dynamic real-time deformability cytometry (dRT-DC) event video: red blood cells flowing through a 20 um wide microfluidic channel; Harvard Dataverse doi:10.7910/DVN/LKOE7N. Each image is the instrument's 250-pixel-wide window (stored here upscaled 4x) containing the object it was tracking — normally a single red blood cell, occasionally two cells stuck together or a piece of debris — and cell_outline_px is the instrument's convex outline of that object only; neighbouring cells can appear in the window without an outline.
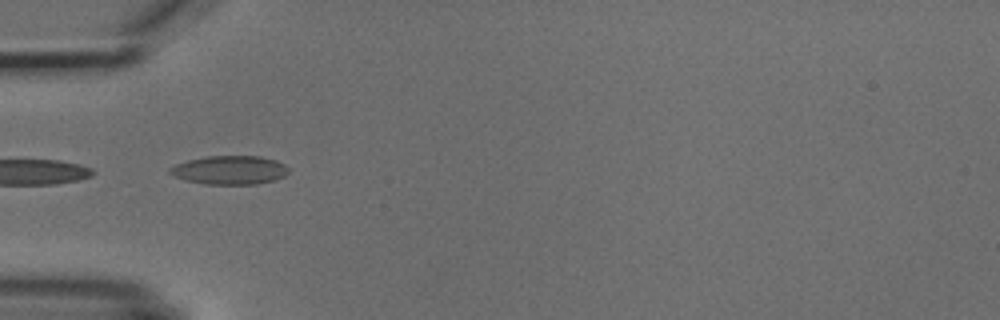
{"species": "common noctule bat (a hibernating species)", "species_latin": "Nyctalus noctula", "temperature_condition": "cold", "stored_images_in_passage": 9, "camera_frame_rate_fps": 3000, "um_per_image_px": 0.085, "animal": {"sex": "male", "body_mass_g": 18.8}, "frame": {"image": 1, "passage_image": 4, "time_ms": 3.667, "image_size_px": [1000, 320], "cell_outline_px": [[288, 172], [284, 176], [276, 180], [256, 184], [204, 184], [184, 180], [172, 176], [168, 172], [168, 168], [176, 164], [188, 160], [208, 156], [260, 156], [276, 160], [284, 164], [288, 168]], "centroid_in_image_um": [19.5, 14.46], "position_along_channel_um": 65.5, "area_um2": 20.0}}
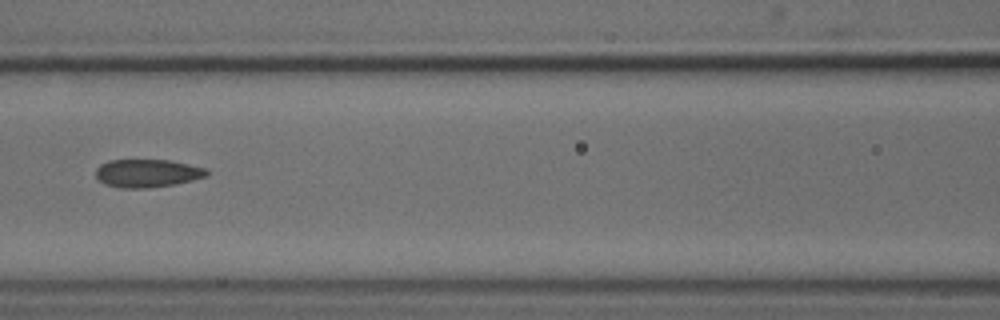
{"frame": {"image": 2, "passage_image": 6, "time_ms": 6.0, "image_size_px": [1000, 320], "cell_outline_px": [[208, 176], [176, 184], [148, 188], [120, 188], [104, 184], [96, 176], [96, 168], [100, 164], [108, 160], [168, 160], [188, 164], [204, 168], [208, 172]], "centroid_in_image_um": [12.49, 14.73], "position_along_channel_um": 154.1, "area_um2": 18.15}}
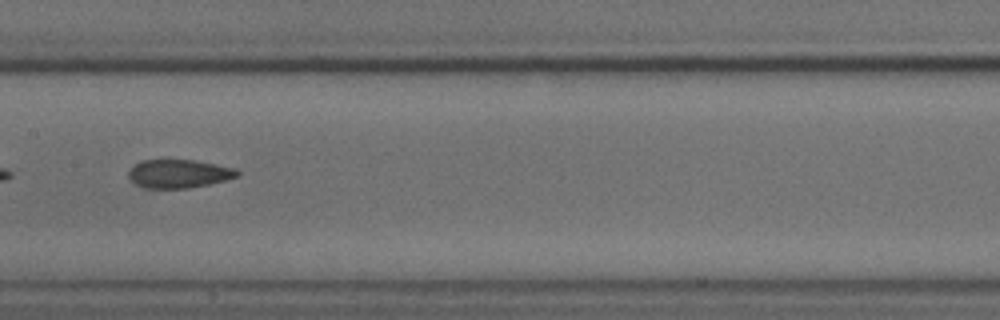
{"frame": {"image": 3, "passage_image": 7, "time_ms": 7.0, "image_size_px": [1000, 320], "cell_outline_px": [[240, 176], [208, 184], [188, 188], [144, 188], [136, 184], [128, 176], [128, 172], [140, 160], [196, 160], [236, 168], [240, 172]], "centroid_in_image_um": [15.23, 14.76], "position_along_channel_um": 192.2, "area_um2": 17.98}}